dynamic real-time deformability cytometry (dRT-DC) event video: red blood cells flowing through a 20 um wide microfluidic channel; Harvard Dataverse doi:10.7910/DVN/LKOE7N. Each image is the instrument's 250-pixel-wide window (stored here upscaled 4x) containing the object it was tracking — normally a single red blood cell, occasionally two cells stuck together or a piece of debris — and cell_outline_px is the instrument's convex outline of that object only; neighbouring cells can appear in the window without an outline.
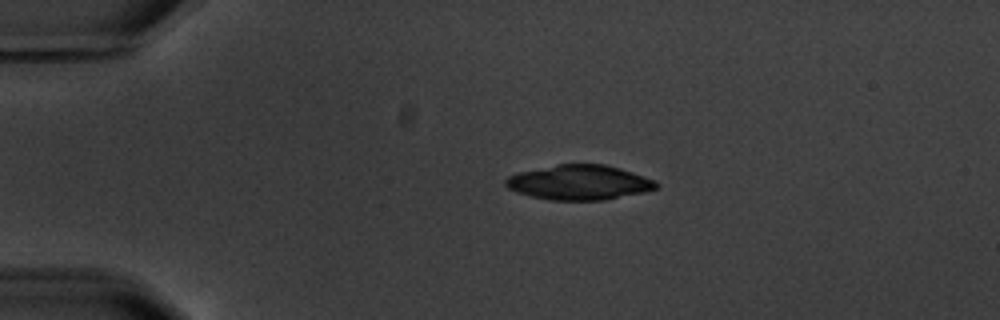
{"species": "common noctule bat (a hibernating species)", "species_latin": "Nyctalus noctula", "temperature_condition": "warm", "stored_images_in_passage": 8, "camera_frame_rate_fps": 3000, "um_per_image_px": 0.085, "animal": {"sex": "male", "body_mass_g": 20.1, "forearm_length_mm": 53.5}, "frame": {"image": 1, "passage_image": 2, "time_ms": 1.333, "image_size_px": [1000, 320], "cell_outline_px": [[660, 184], [656, 188], [644, 192], [604, 200], [552, 200], [532, 196], [516, 192], [508, 188], [504, 184], [504, 180], [508, 176], [520, 172], [556, 164], [604, 164], [620, 168], [656, 180]], "centroid_in_image_um": [49.24, 15.5], "position_along_channel_um": 35.8, "area_um2": 30.52}}